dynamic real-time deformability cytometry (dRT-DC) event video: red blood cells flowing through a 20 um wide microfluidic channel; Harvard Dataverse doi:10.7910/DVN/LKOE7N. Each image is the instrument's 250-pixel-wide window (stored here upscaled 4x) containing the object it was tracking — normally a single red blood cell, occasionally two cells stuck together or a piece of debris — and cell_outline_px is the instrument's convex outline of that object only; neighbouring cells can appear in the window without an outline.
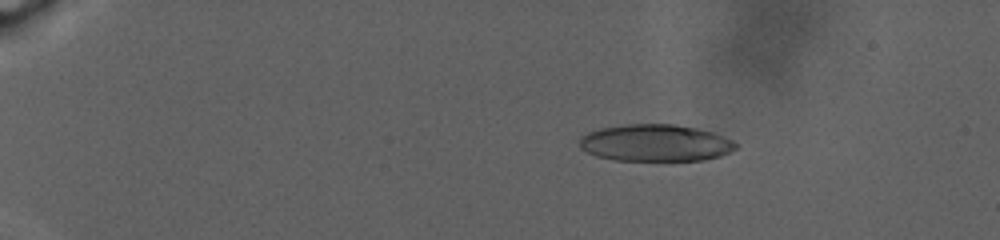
{"species": "human", "species_latin": "Homo sapiens", "temperature_condition": "warm", "stored_images_in_passage": 91, "camera_frame_rate_fps": 3000, "um_per_image_px": 0.085, "donor": {"sex": "male"}, "frame": {"image": 1, "passage_image": 19, "time_ms": 6.0, "image_size_px": [1000, 240], "cell_outline_px": [[740, 144], [736, 148], [720, 156], [704, 160], [616, 160], [596, 156], [580, 148], [580, 136], [588, 132], [600, 128], [624, 124], [676, 124], [696, 128], [712, 132], [732, 140]], "centroid_in_image_um": [55.71, 12.14], "position_along_channel_um": 29.3, "area_um2": 33.64}}
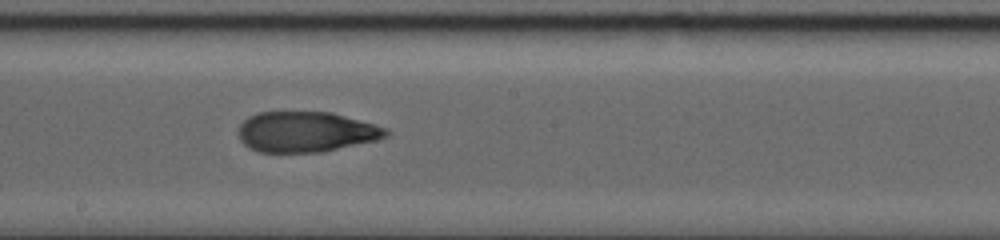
{"frame": {"image": 2, "passage_image": 57, "time_ms": 18.667, "image_size_px": [1000, 240], "cell_outline_px": [[392, 132], [388, 136], [376, 140], [320, 152], [260, 152], [248, 148], [240, 140], [240, 124], [248, 116], [256, 112], [332, 112], [388, 128]], "centroid_in_image_um": [26.02, 11.2], "position_along_channel_um": 222.2, "area_um2": 34.8}}
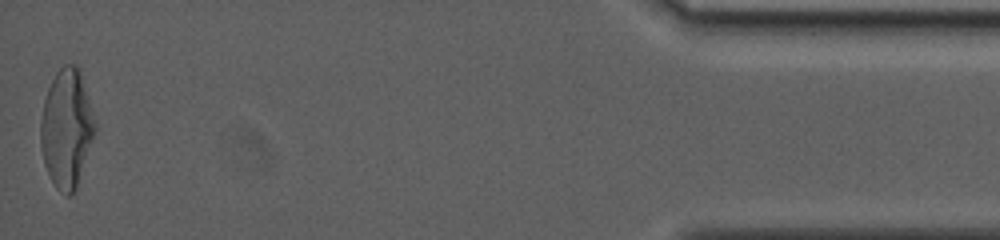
{"frame": {"image": 3, "passage_image": 91, "time_ms": 30.0, "image_size_px": [1000, 240], "cell_outline_px": [[96, 128], [76, 188], [68, 196], [60, 192], [56, 188], [44, 164], [40, 148], [40, 120], [44, 100], [48, 88], [56, 72], [64, 64], [76, 64], [80, 68], [96, 124]], "centroid_in_image_um": [5.64, 10.88], "position_along_channel_um": 429.6, "area_um2": 37.4}, "authors_computed_cell_mechanics": {"area_um2": 35.6626, "velocity_mm_per_s": 2.4536, "shape_relaxation_time_tau1_ms": null, "shape_relaxation_time_tau2_ms": 1.9916, "deformation_change_tau1": null, "deformation_change_tau2": 0.0719}}